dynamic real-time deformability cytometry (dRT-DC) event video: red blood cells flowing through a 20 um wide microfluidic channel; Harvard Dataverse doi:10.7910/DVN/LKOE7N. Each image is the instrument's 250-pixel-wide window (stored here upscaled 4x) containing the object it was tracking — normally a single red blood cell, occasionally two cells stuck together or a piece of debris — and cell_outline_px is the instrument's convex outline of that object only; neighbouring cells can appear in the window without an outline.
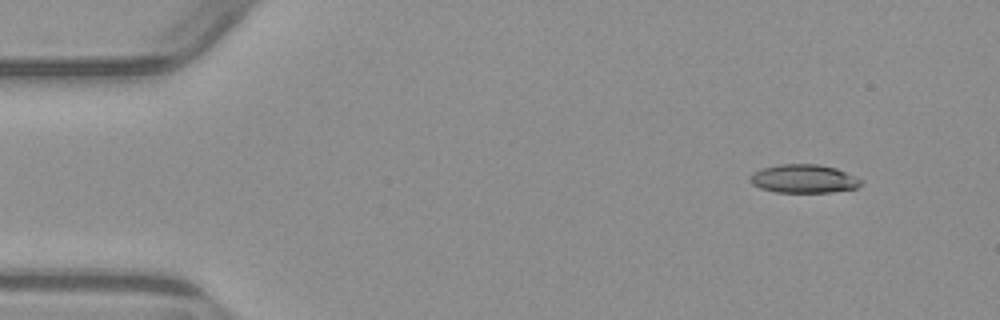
{"species": "common noctule bat (a hibernating species)", "species_latin": "Nyctalus noctula", "temperature_condition": "warm", "stored_images_in_passage": 3, "camera_frame_rate_fps": 3000, "um_per_image_px": 0.085, "animal": {"sex": "male", "body_mass_g": 23.1, "forearm_length_mm": 52.7}, "frame": {"image": 1, "passage_image": 1, "time_ms": 0.0, "image_size_px": [1000, 320], "cell_outline_px": [[864, 184], [856, 188], [832, 192], [776, 192], [760, 188], [752, 184], [748, 180], [752, 172], [764, 168], [780, 164], [816, 164], [836, 168], [864, 180]], "centroid_in_image_um": [68.33, 15.2], "position_along_channel_um": 16.7, "area_um2": 18.5}}
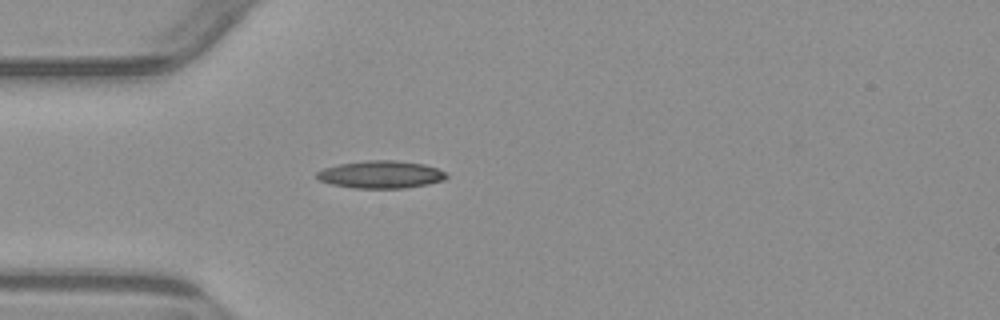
{"frame": {"image": 2, "passage_image": 3, "time_ms": 3.333, "image_size_px": [1000, 320], "cell_outline_px": [[448, 176], [444, 180], [428, 184], [404, 188], [352, 188], [332, 184], [320, 180], [316, 176], [316, 172], [324, 168], [340, 164], [368, 160], [396, 160], [424, 164], [436, 168], [444, 172]], "centroid_in_image_um": [32.38, 14.83], "position_along_channel_um": 52.6, "area_um2": 20.69}}